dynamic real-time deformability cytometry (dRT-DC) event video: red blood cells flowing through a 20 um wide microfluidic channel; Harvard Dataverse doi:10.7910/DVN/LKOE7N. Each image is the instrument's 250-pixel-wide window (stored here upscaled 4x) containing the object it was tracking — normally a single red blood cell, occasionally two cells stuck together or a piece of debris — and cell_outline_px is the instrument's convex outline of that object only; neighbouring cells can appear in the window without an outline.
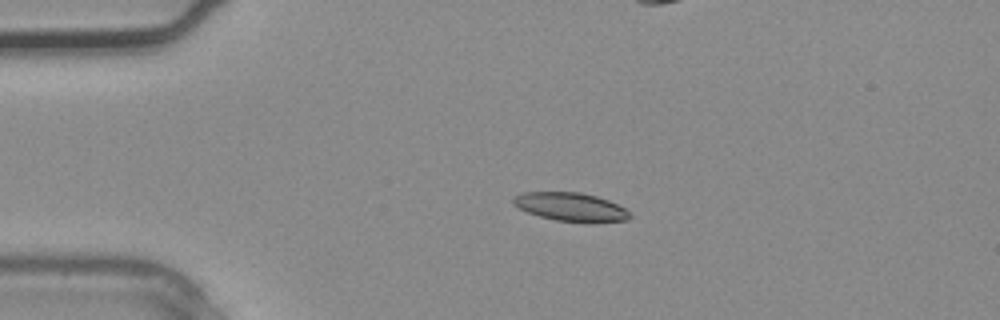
{"species": "common noctule bat (a hibernating species)", "species_latin": "Nyctalus noctula", "temperature_condition": "warm", "stored_images_in_passage": 4, "segment_of_instrument_passage": [1, 2], "camera_frame_rate_fps": 3000, "um_per_image_px": 0.085, "animal": {"sex": "male", "body_mass_g": 20.4}, "frame": {"image": 1, "passage_image": 2, "time_ms": 0.333, "image_size_px": [1000, 320], "cell_outline_px": [[632, 216], [628, 220], [556, 220], [540, 216], [528, 212], [512, 204], [512, 196], [520, 192], [580, 192], [596, 196], [608, 200], [624, 208]], "centroid_in_image_um": [48.42, 17.53], "position_along_channel_um": 36.6, "area_um2": 18.67}}